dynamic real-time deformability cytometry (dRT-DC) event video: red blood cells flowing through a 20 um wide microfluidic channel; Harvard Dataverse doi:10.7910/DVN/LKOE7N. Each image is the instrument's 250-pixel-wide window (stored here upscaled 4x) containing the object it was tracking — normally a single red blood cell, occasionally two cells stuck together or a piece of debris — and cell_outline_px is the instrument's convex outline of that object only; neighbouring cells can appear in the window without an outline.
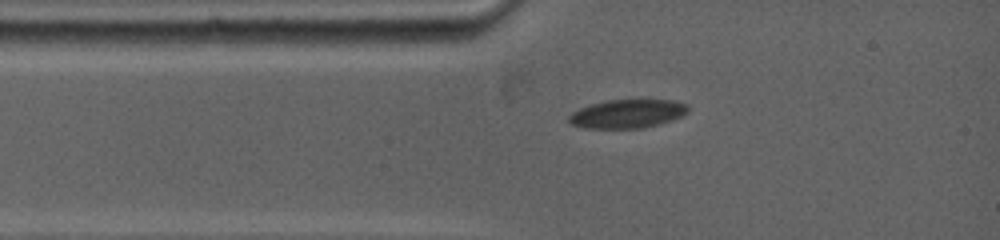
{"species": "common noctule bat (a hibernating species)", "species_latin": "Nyctalus noctula", "temperature_condition": "warm", "stored_images_in_passage": 2, "camera_frame_rate_fps": 5000, "um_per_image_px": 0.085, "animal": {"sex": "female", "body_mass_g": 19.0, "forearm_length_mm": 53.3}, "frame": {"image": 1, "passage_image": 1, "time_ms": 0.0, "image_size_px": [1000, 240], "cell_outline_px": [[688, 112], [672, 120], [644, 128], [588, 128], [572, 124], [568, 120], [568, 116], [572, 112], [588, 104], [608, 100], [640, 96], [644, 96], [676, 100], [688, 104]], "centroid_in_image_um": [53.4, 9.6], "position_along_channel_um": 31.6, "area_um2": 20.92}}
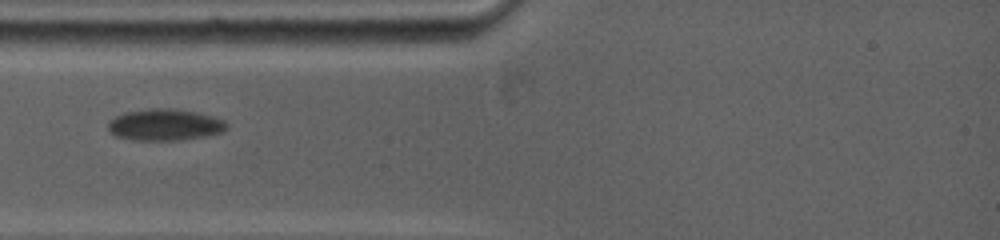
{"frame": {"image": 2, "passage_image": 2, "time_ms": 1.2, "image_size_px": [1000, 240], "cell_outline_px": [[228, 128], [220, 132], [204, 136], [176, 140], [136, 140], [116, 136], [108, 128], [108, 120], [124, 112], [148, 108], [168, 108], [196, 112], [212, 116], [224, 120], [228, 124]], "centroid_in_image_um": [13.99, 10.59], "position_along_channel_um": 71.0, "area_um2": 21.68}}